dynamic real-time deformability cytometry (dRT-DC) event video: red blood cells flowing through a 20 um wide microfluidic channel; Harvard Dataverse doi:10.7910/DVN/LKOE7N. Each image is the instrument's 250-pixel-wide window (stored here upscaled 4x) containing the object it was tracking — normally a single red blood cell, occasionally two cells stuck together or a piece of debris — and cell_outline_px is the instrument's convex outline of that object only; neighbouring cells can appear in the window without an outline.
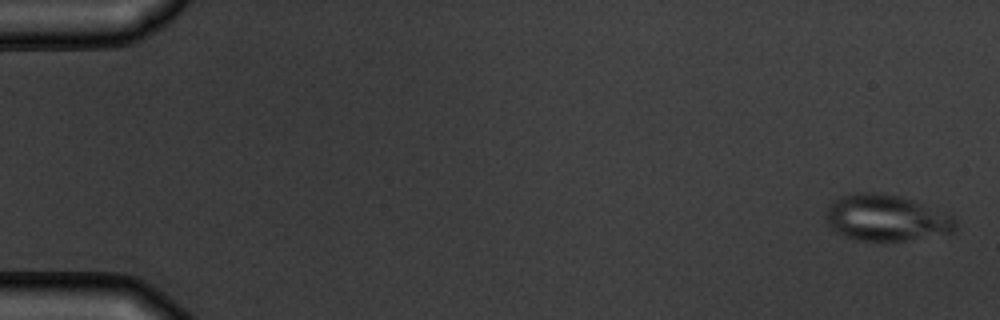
{"species": "common noctule bat (a hibernating species)", "species_latin": "Nyctalus noctula", "temperature_condition": "warm", "stored_images_in_passage": 5, "camera_frame_rate_fps": 3000, "um_per_image_px": 0.085, "animal": {"sex": "male", "body_mass_g": 19.5, "forearm_length_mm": 54.6}, "frame": {"image": 1, "passage_image": 1, "time_ms": 0.0, "image_size_px": [1000, 320], "cell_outline_px": [[956, 228], [952, 232], [904, 240], [856, 240], [844, 236], [836, 232], [824, 220], [828, 208], [832, 200], [840, 196], [856, 192], [876, 192], [900, 196], [912, 200], [952, 216], [956, 220]], "centroid_in_image_um": [75.26, 18.5], "position_along_channel_um": 9.7, "area_um2": 34.56}}